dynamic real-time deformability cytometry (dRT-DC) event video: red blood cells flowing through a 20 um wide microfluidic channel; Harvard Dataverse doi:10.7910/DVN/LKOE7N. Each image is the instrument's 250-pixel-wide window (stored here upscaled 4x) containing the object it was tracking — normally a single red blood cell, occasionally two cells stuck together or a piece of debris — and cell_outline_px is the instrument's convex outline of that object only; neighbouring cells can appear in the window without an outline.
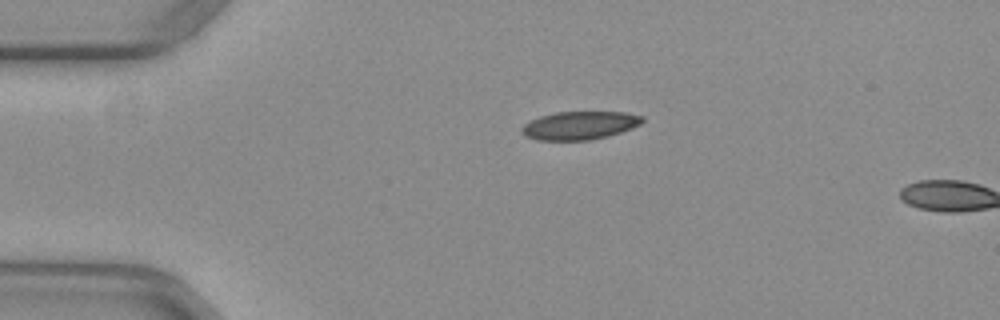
{"species": "common noctule bat (a hibernating species)", "species_latin": "Nyctalus noctula", "temperature_condition": "warm", "stored_images_in_passage": 2, "camera_frame_rate_fps": 3000, "um_per_image_px": 0.085, "animal": {"sex": "female", "body_mass_g": 29.2, "forearm_length_mm": 56.3}, "frame": {"image": 1, "passage_image": 1, "time_ms": 0.0, "image_size_px": [1000, 320], "cell_outline_px": [[644, 120], [640, 124], [632, 128], [608, 136], [588, 140], [536, 140], [524, 136], [520, 132], [520, 128], [524, 124], [540, 116], [556, 112], [624, 112], [644, 116]], "centroid_in_image_um": [49.25, 10.66], "position_along_channel_um": 35.8, "area_um2": 19.88}}